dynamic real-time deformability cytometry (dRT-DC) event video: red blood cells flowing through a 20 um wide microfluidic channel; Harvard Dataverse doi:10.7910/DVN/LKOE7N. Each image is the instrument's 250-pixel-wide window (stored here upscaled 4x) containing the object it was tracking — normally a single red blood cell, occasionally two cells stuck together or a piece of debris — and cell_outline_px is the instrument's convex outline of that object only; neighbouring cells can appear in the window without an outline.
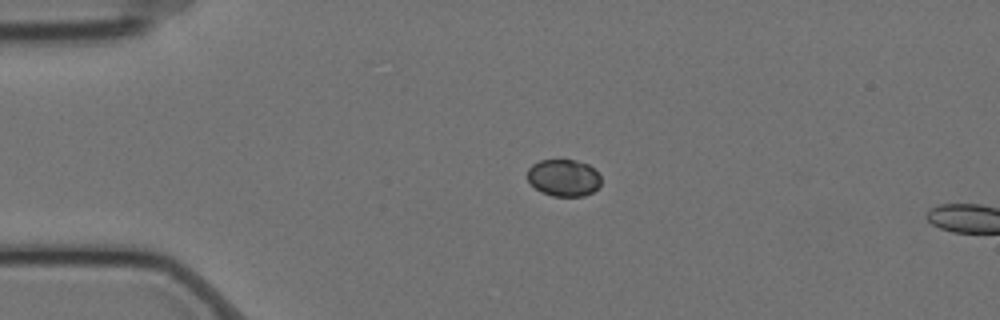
{"species": "Egyptian fruit bat (a non-hibernating species)", "species_latin": "Rousettus aegyptiacus", "temperature_condition": "cold", "stored_images_in_passage": 4, "camera_frame_rate_fps": 3000, "um_per_image_px": 0.085, "animal": {"sex": "female"}, "frame": {"image": 1, "passage_image": 1, "time_ms": 0.0, "image_size_px": [1000, 320], "cell_outline_px": [[600, 184], [592, 192], [584, 196], [552, 196], [540, 192], [528, 180], [528, 168], [532, 164], [540, 160], [576, 160], [588, 164], [600, 176]], "centroid_in_image_um": [47.89, 15.11], "position_along_channel_um": 37.1, "area_um2": 15.78}}